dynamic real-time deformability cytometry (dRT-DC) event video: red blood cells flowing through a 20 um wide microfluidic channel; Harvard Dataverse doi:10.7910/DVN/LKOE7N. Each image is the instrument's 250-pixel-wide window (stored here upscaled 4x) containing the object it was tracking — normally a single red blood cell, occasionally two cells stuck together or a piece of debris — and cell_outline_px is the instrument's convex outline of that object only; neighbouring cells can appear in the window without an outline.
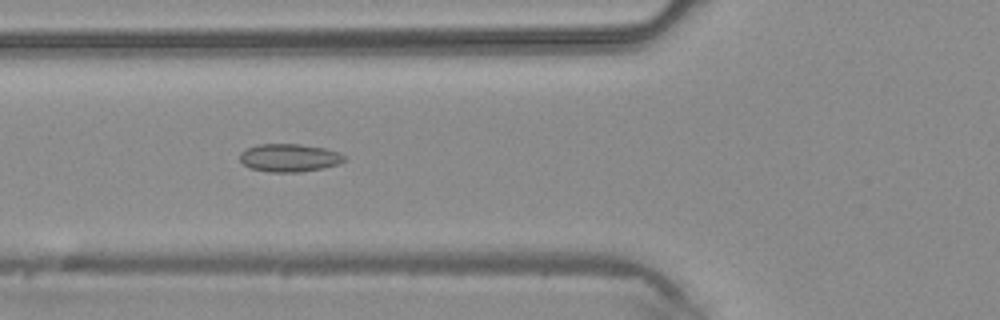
{"species": "common noctule bat (a hibernating species)", "species_latin": "Nyctalus noctula", "temperature_condition": "warm", "stored_images_in_passage": 42, "camera_frame_rate_fps": 3000, "um_per_image_px": 0.085, "animal": {"sex": "male", "body_mass_g": 20.4}, "frame": {"image": 1, "passage_image": 15, "time_ms": 4.667, "image_size_px": [1000, 320], "cell_outline_px": [[348, 156], [340, 164], [324, 168], [300, 172], [272, 172], [248, 168], [240, 160], [240, 152], [256, 144], [300, 144], [324, 148], [340, 152]], "centroid_in_image_um": [24.62, 13.41], "position_along_channel_um": 101.2, "area_um2": 17.22}}
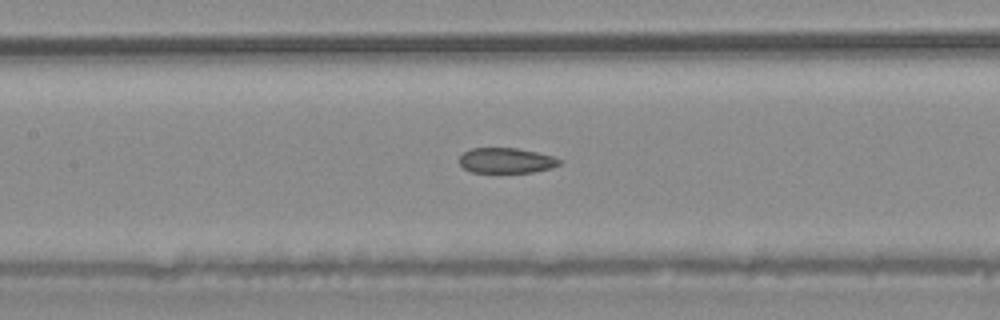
{"frame": {"image": 2, "passage_image": 19, "time_ms": 6.0, "image_size_px": [1000, 320], "cell_outline_px": [[560, 164], [552, 168], [532, 172], [472, 172], [464, 168], [460, 164], [460, 156], [464, 152], [472, 148], [516, 148], [536, 152], [552, 156], [560, 160]], "centroid_in_image_um": [43.02, 13.64], "position_along_channel_um": 164.4, "area_um2": 14.57}}
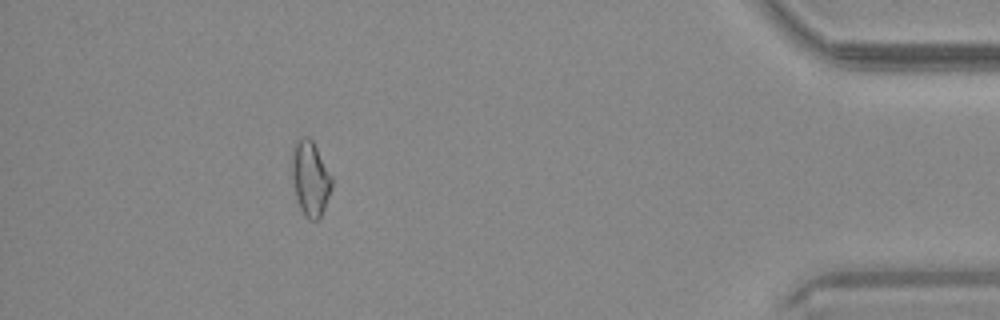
{"frame": {"image": 3, "passage_image": 38, "time_ms": 12.333, "image_size_px": [1000, 320], "cell_outline_px": [[332, 188], [324, 208], [320, 216], [316, 220], [312, 220], [300, 208], [296, 196], [292, 180], [292, 148], [296, 140], [300, 136], [308, 136], [312, 140], [332, 176]], "centroid_in_image_um": [26.37, 15.1], "position_along_channel_um": 408.8, "area_um2": 17.22}}